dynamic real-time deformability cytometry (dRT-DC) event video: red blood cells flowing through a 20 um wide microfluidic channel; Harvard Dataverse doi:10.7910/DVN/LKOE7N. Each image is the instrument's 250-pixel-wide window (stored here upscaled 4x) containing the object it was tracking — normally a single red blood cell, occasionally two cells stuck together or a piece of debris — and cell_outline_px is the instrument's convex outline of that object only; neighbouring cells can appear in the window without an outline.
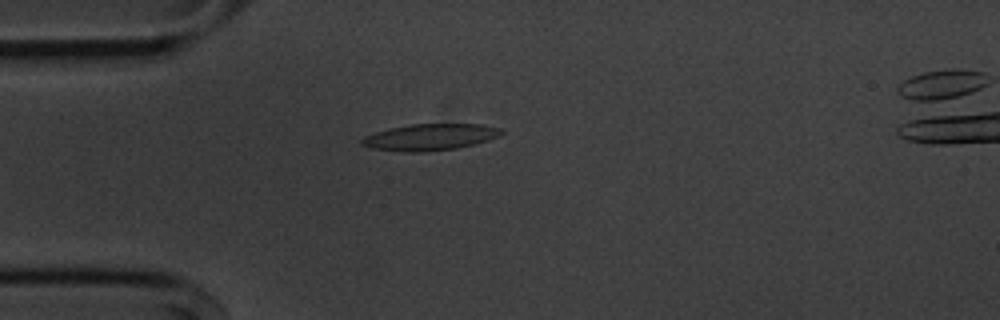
{"species": "common noctule bat (a hibernating species)", "species_latin": "Nyctalus noctula", "temperature_condition": "cold", "stored_images_in_passage": 45, "camera_frame_rate_fps": 3000, "um_per_image_px": 0.085, "animal": {"sex": "male", "body_mass_g": 20.1, "forearm_length_mm": 53.5}, "frame": {"image": 1, "passage_image": 5, "time_ms": 1.333, "image_size_px": [1000, 320], "cell_outline_px": [[504, 132], [500, 136], [488, 140], [456, 148], [420, 152], [404, 152], [372, 148], [360, 144], [360, 140], [364, 136], [376, 132], [392, 128], [412, 124], [480, 124], [500, 128]], "centroid_in_image_um": [36.55, 11.65], "position_along_channel_um": 48.5, "area_um2": 21.33}}
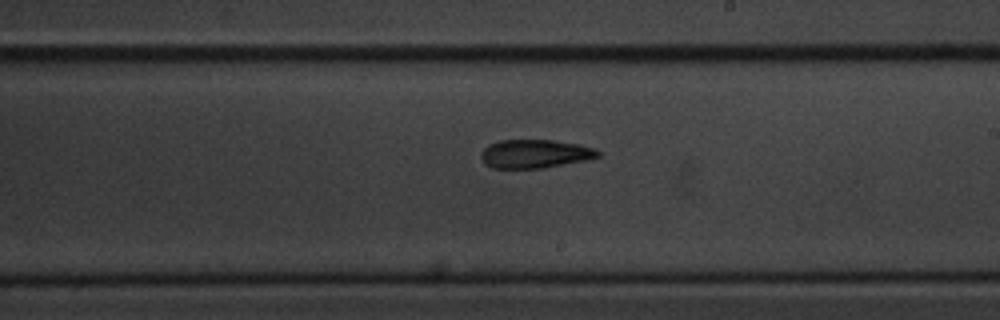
{"frame": {"image": 2, "passage_image": 22, "time_ms": 7.0, "image_size_px": [1000, 320], "cell_outline_px": [[600, 156], [588, 160], [544, 168], [492, 168], [484, 164], [480, 156], [480, 152], [488, 144], [500, 140], [552, 140], [580, 144], [596, 148], [600, 152]], "centroid_in_image_um": [45.48, 13.07], "position_along_channel_um": 243.5, "area_um2": 19.77}}
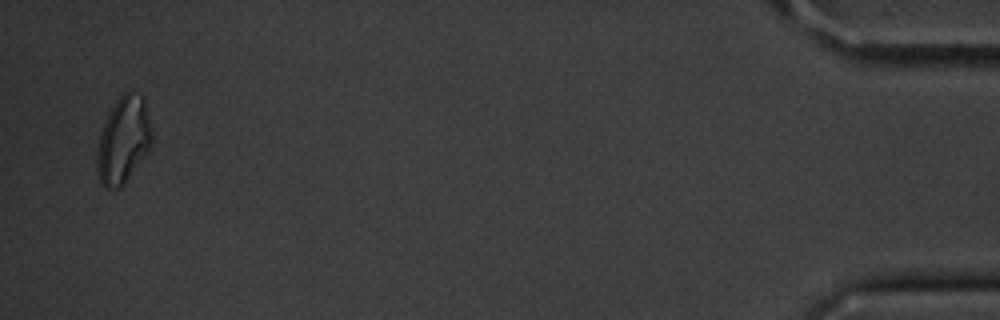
{"frame": {"image": 3, "passage_image": 44, "time_ms": 14.333, "image_size_px": [1000, 320], "cell_outline_px": [[152, 144], [124, 184], [120, 188], [108, 188], [100, 184], [96, 172], [96, 156], [100, 136], [104, 124], [116, 100], [124, 92], [132, 88], [144, 96], [152, 132]], "centroid_in_image_um": [10.49, 11.88], "position_along_channel_um": 424.7, "area_um2": 27.74}, "authors_computed_cell_mechanics": {"area_um2": 20.1722, "velocity_mm_per_s": 3.64, "shape_relaxation_time_tau1_ms": null, "shape_relaxation_time_tau2_ms": 7.2266, "deformation_change_tau1": null, "deformation_change_tau2": 0.1829}}